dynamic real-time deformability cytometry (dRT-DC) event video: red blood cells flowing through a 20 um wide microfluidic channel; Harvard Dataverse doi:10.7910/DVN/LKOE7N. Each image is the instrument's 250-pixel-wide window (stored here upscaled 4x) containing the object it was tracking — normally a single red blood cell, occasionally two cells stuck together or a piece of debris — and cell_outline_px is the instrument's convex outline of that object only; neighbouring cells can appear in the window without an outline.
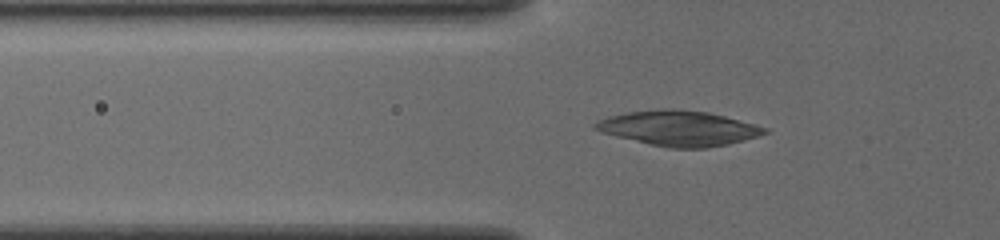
{"species": "common noctule bat (a hibernating species)", "species_latin": "Nyctalus noctula", "temperature_condition": "cold", "stored_images_in_passage": 36, "camera_frame_rate_fps": 3000, "um_per_image_px": 0.085, "animal": {"sex": "female", "body_mass_g": 19.5, "forearm_length_mm": 54.1}, "frame": {"image": 1, "passage_image": 2, "time_ms": 0.333, "image_size_px": [1000, 240], "cell_outline_px": [[768, 132], [760, 136], [728, 144], [708, 148], [672, 148], [648, 144], [600, 132], [592, 128], [592, 124], [608, 116], [628, 112], [708, 112], [724, 116], [768, 128]], "centroid_in_image_um": [57.71, 10.96], "position_along_channel_um": 68.1, "area_um2": 33.35}}
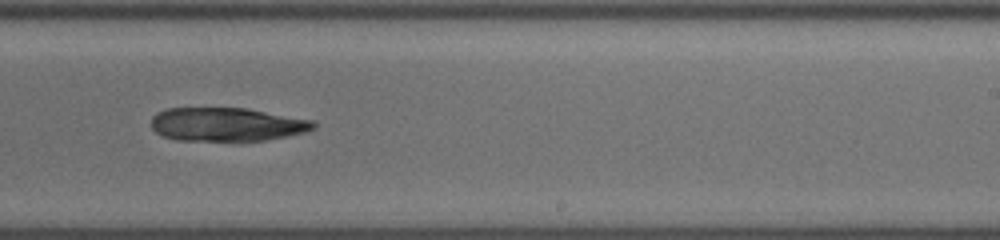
{"frame": {"image": 2, "passage_image": 18, "time_ms": 5.667, "image_size_px": [1000, 240], "cell_outline_px": [[316, 124], [312, 128], [304, 132], [288, 136], [268, 140], [176, 140], [160, 136], [152, 128], [152, 116], [156, 112], [168, 108], [248, 108], [312, 120]], "centroid_in_image_um": [19.24, 10.57], "position_along_channel_um": 269.8, "area_um2": 31.73}}
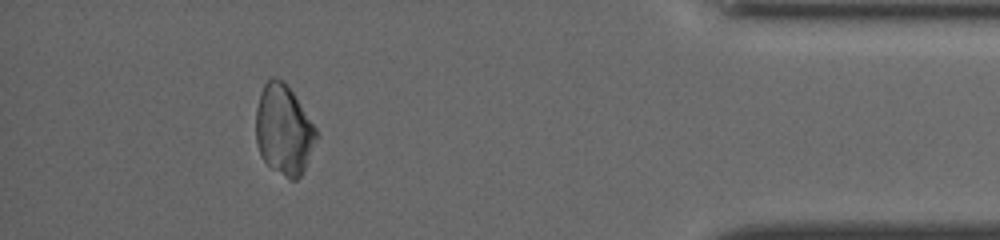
{"frame": {"image": 3, "passage_image": 32, "time_ms": 10.333, "image_size_px": [1000, 240], "cell_outline_px": [[320, 136], [300, 176], [296, 180], [288, 180], [272, 168], [260, 156], [256, 144], [256, 108], [260, 92], [264, 84], [272, 76], [284, 80], [316, 128]], "centroid_in_image_um": [24.11, 11.05], "position_along_channel_um": 411.1, "area_um2": 31.91}}